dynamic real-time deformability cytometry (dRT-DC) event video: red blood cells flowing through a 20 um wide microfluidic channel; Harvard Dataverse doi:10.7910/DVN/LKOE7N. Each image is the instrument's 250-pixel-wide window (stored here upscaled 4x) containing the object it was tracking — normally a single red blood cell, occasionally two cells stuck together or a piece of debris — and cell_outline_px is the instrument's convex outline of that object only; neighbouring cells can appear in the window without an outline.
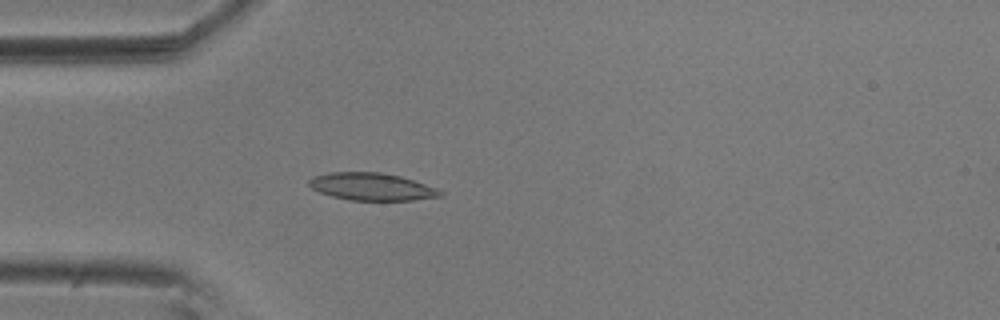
{"species": "common noctule bat (a hibernating species)", "species_latin": "Nyctalus noctula", "temperature_condition": "room temperature", "stored_images_in_passage": 34, "camera_frame_rate_fps": 3000, "um_per_image_px": 0.085, "animal": {"sex": "male", "body_mass_g": 20.5, "forearm_length_mm": 52.5}, "frame": {"image": 1, "passage_image": 1, "time_ms": 0.0, "image_size_px": [1000, 320], "cell_outline_px": [[444, 196], [412, 200], [348, 200], [332, 196], [320, 192], [312, 188], [308, 184], [308, 180], [312, 176], [328, 172], [380, 172], [400, 176], [436, 188], [444, 192]], "centroid_in_image_um": [31.58, 15.86], "position_along_channel_um": 53.4, "area_um2": 20.98}}
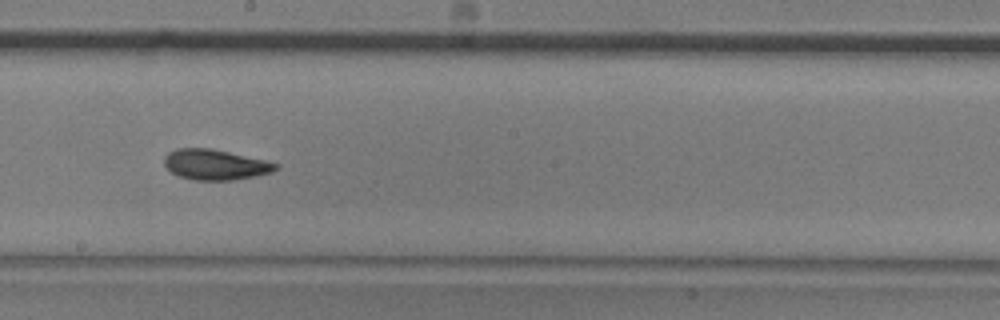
{"frame": {"image": 2, "passage_image": 16, "time_ms": 5.0, "image_size_px": [1000, 320], "cell_outline_px": [[280, 168], [272, 172], [256, 176], [232, 180], [196, 180], [180, 176], [172, 172], [164, 164], [164, 156], [168, 152], [176, 148], [212, 148], [264, 160], [280, 164]], "centroid_in_image_um": [18.31, 13.99], "position_along_channel_um": 229.9, "area_um2": 19.77}}
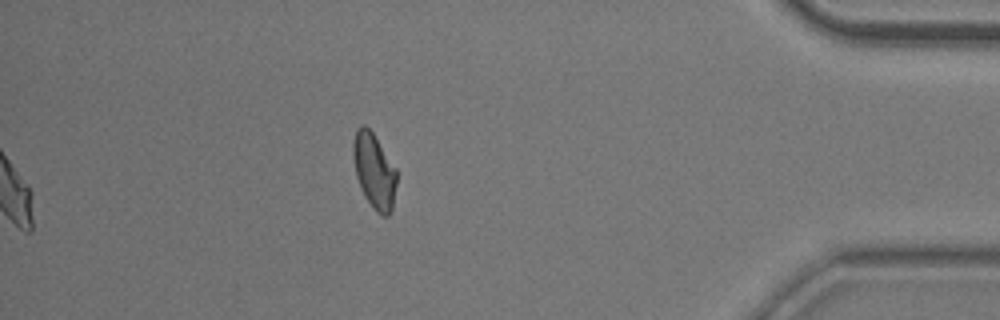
{"frame": {"image": 3, "passage_image": 34, "time_ms": 11.0, "image_size_px": [1000, 320], "cell_outline_px": [[396, 184], [392, 212], [388, 216], [384, 216], [376, 212], [364, 196], [356, 176], [352, 156], [352, 144], [356, 128], [360, 124], [364, 124], [372, 132], [396, 168]], "centroid_in_image_um": [31.79, 14.52], "position_along_channel_um": 403.4, "area_um2": 19.19}, "authors_computed_cell_mechanics": {"area_um2": 19.363, "velocity_mm_per_s": 3.6364, "shape_relaxation_time_tau1_ms": 6.9757, "shape_relaxation_time_tau2_ms": 1.6092, "deformation_change_tau1": 0.1553, "deformation_change_tau2": 0.0649}}